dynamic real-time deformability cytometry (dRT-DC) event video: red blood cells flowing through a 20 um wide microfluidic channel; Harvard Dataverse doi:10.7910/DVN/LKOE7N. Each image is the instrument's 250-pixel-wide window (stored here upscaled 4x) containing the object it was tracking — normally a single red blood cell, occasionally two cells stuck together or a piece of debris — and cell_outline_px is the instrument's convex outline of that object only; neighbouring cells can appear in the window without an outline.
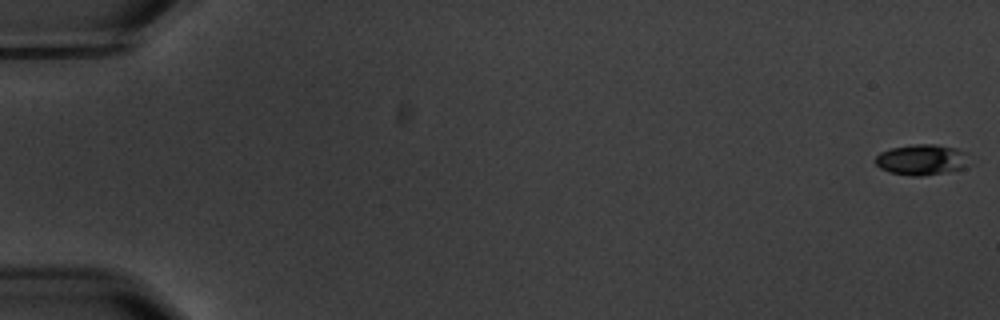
{"species": "common noctule bat (a hibernating species)", "species_latin": "Nyctalus noctula", "temperature_condition": "warm", "stored_images_in_passage": 7, "segment_of_instrument_passage": [1, 2], "camera_frame_rate_fps": 3000, "um_per_image_px": 0.085, "animal": {"sex": "male", "body_mass_g": 20.1, "forearm_length_mm": 53.5}, "frame": {"image": 1, "passage_image": 1, "time_ms": 0.0, "image_size_px": [1000, 320], "cell_outline_px": [[972, 164], [964, 168], [944, 172], [920, 176], [912, 176], [888, 172], [880, 168], [872, 160], [880, 152], [892, 148], [912, 144], [936, 144], [956, 148], [968, 152]], "centroid_in_image_um": [78.39, 13.57], "position_along_channel_um": 6.6, "area_um2": 17.22}}